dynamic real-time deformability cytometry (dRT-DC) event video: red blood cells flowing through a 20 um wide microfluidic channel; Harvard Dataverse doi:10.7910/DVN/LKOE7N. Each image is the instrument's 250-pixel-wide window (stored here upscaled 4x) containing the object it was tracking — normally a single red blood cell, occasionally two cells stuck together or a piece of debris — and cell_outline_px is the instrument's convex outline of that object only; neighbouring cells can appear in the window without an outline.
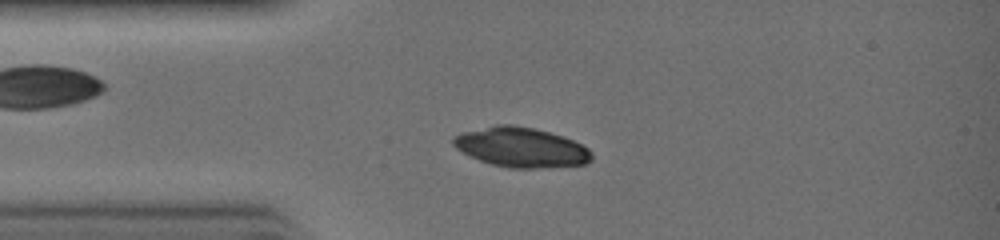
{"species": "common noctule bat (a hibernating species)", "species_latin": "Nyctalus noctula", "temperature_condition": "warm", "stored_images_in_passage": 27, "camera_frame_rate_fps": 3000, "um_per_image_px": 0.085, "animal": {"sex": "female", "body_mass_g": 19.0, "forearm_length_mm": 51.5}, "frame": {"image": 1, "passage_image": 6, "time_ms": 1.667, "image_size_px": [1000, 240], "cell_outline_px": [[592, 160], [584, 164], [536, 168], [508, 168], [492, 164], [480, 160], [456, 148], [452, 144], [452, 136], [460, 132], [496, 124], [512, 124], [536, 128], [564, 136], [588, 148], [592, 152]], "centroid_in_image_um": [44.27, 12.5], "position_along_channel_um": 40.7, "area_um2": 32.19}}
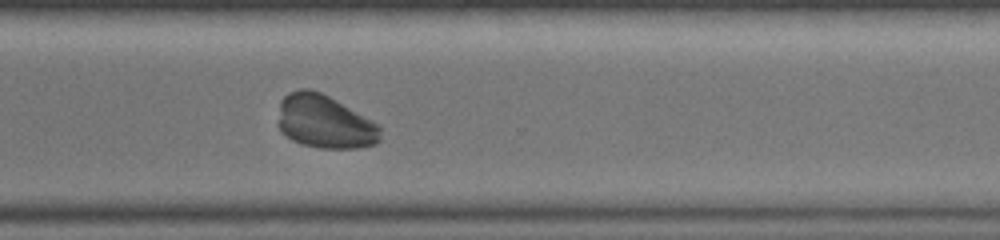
{"frame": {"image": 2, "passage_image": 22, "time_ms": 7.0, "image_size_px": [1000, 240], "cell_outline_px": [[380, 140], [376, 144], [360, 148], [320, 148], [300, 144], [284, 136], [280, 132], [276, 124], [280, 100], [288, 92], [300, 88], [308, 88], [320, 92], [328, 96], [380, 124]], "centroid_in_image_um": [27.55, 10.35], "position_along_channel_um": 343.0, "area_um2": 32.37}}
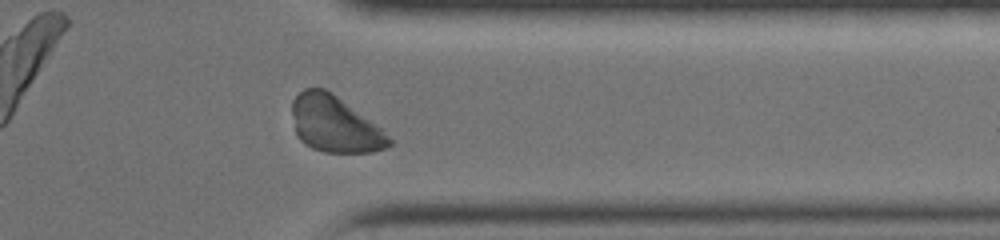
{"frame": {"image": 3, "passage_image": 24, "time_ms": 7.667, "image_size_px": [1000, 240], "cell_outline_px": [[392, 144], [388, 148], [372, 152], [324, 152], [312, 148], [304, 144], [296, 136], [292, 112], [292, 100], [304, 88], [324, 88], [332, 92], [380, 128], [392, 140]], "centroid_in_image_um": [28.42, 10.57], "position_along_channel_um": 383.0, "area_um2": 31.56}}